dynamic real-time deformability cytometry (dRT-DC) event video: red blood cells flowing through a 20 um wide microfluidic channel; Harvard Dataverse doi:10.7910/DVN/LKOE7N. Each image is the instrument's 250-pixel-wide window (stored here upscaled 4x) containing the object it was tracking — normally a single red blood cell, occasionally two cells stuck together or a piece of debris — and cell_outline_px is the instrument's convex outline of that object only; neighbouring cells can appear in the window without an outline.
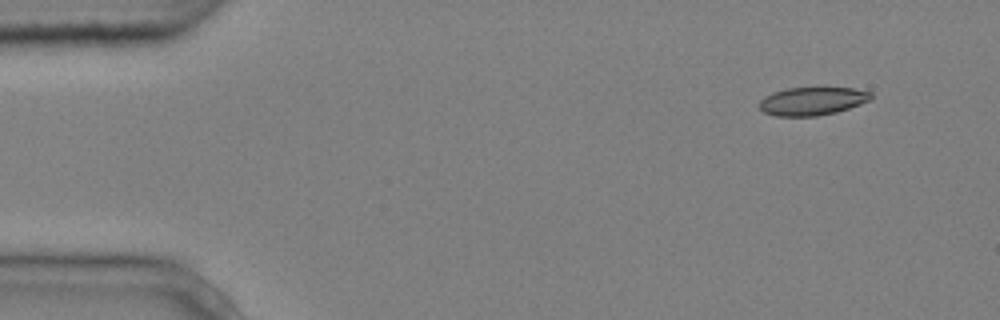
{"species": "common noctule bat (a hibernating species)", "species_latin": "Nyctalus noctula", "temperature_condition": "cold", "stored_images_in_passage": 4, "camera_frame_rate_fps": 3000, "um_per_image_px": 0.085, "animal": {"sex": "male", "body_mass_g": 20.4}, "frame": {"image": 1, "passage_image": 1, "time_ms": 0.0, "image_size_px": [1000, 320], "cell_outline_px": [[872, 100], [836, 112], [816, 116], [776, 116], [764, 112], [760, 108], [760, 100], [764, 96], [772, 92], [788, 88], [856, 88], [872, 92]], "centroid_in_image_um": [69.06, 8.59], "position_along_channel_um": 15.9, "area_um2": 18.32}}
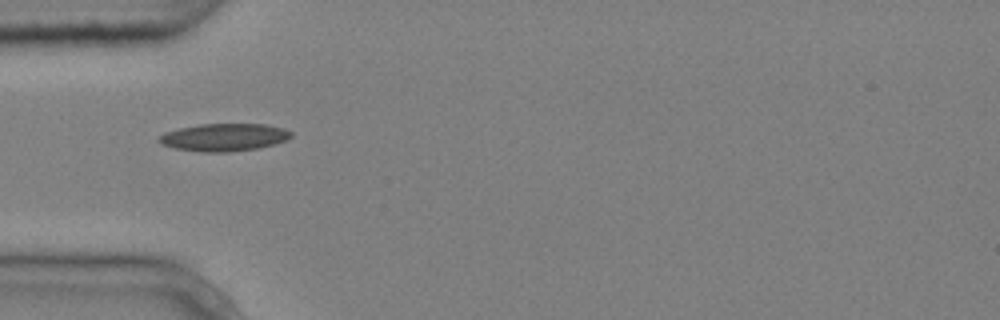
{"frame": {"image": 2, "passage_image": 4, "time_ms": 1.0, "image_size_px": [1000, 320], "cell_outline_px": [[292, 136], [288, 140], [276, 144], [256, 148], [228, 152], [200, 152], [176, 148], [160, 144], [156, 140], [164, 132], [180, 128], [200, 124], [264, 124], [284, 128], [292, 132]], "centroid_in_image_um": [19.05, 11.67], "position_along_channel_um": 65.9, "area_um2": 21.33}}